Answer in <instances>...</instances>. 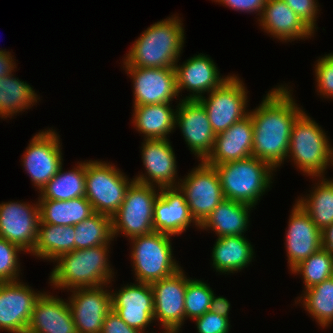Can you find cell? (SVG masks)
Returning <instances> with one entry per match:
<instances>
[{
	"label": "cell",
	"instance_id": "obj_23",
	"mask_svg": "<svg viewBox=\"0 0 333 333\" xmlns=\"http://www.w3.org/2000/svg\"><path fill=\"white\" fill-rule=\"evenodd\" d=\"M253 123L248 115L215 136L211 153L204 160L210 166L251 157Z\"/></svg>",
	"mask_w": 333,
	"mask_h": 333
},
{
	"label": "cell",
	"instance_id": "obj_22",
	"mask_svg": "<svg viewBox=\"0 0 333 333\" xmlns=\"http://www.w3.org/2000/svg\"><path fill=\"white\" fill-rule=\"evenodd\" d=\"M191 223L199 228L180 189L160 188L153 211L154 231L177 236L186 231Z\"/></svg>",
	"mask_w": 333,
	"mask_h": 333
},
{
	"label": "cell",
	"instance_id": "obj_10",
	"mask_svg": "<svg viewBox=\"0 0 333 333\" xmlns=\"http://www.w3.org/2000/svg\"><path fill=\"white\" fill-rule=\"evenodd\" d=\"M179 180L178 188L199 225L225 199L217 170L204 161L193 168L185 179Z\"/></svg>",
	"mask_w": 333,
	"mask_h": 333
},
{
	"label": "cell",
	"instance_id": "obj_24",
	"mask_svg": "<svg viewBox=\"0 0 333 333\" xmlns=\"http://www.w3.org/2000/svg\"><path fill=\"white\" fill-rule=\"evenodd\" d=\"M26 333H77L68 300L42 293Z\"/></svg>",
	"mask_w": 333,
	"mask_h": 333
},
{
	"label": "cell",
	"instance_id": "obj_19",
	"mask_svg": "<svg viewBox=\"0 0 333 333\" xmlns=\"http://www.w3.org/2000/svg\"><path fill=\"white\" fill-rule=\"evenodd\" d=\"M144 141L141 144V155L146 175L139 174L133 180L152 186L156 185L158 190L178 187L177 162L169 139H144Z\"/></svg>",
	"mask_w": 333,
	"mask_h": 333
},
{
	"label": "cell",
	"instance_id": "obj_30",
	"mask_svg": "<svg viewBox=\"0 0 333 333\" xmlns=\"http://www.w3.org/2000/svg\"><path fill=\"white\" fill-rule=\"evenodd\" d=\"M74 226L39 223L37 241L31 254L48 261L74 250Z\"/></svg>",
	"mask_w": 333,
	"mask_h": 333
},
{
	"label": "cell",
	"instance_id": "obj_28",
	"mask_svg": "<svg viewBox=\"0 0 333 333\" xmlns=\"http://www.w3.org/2000/svg\"><path fill=\"white\" fill-rule=\"evenodd\" d=\"M170 104L134 106L132 123L144 139H168L167 135L176 128V111Z\"/></svg>",
	"mask_w": 333,
	"mask_h": 333
},
{
	"label": "cell",
	"instance_id": "obj_42",
	"mask_svg": "<svg viewBox=\"0 0 333 333\" xmlns=\"http://www.w3.org/2000/svg\"><path fill=\"white\" fill-rule=\"evenodd\" d=\"M101 333H143L128 326L112 309L104 318Z\"/></svg>",
	"mask_w": 333,
	"mask_h": 333
},
{
	"label": "cell",
	"instance_id": "obj_17",
	"mask_svg": "<svg viewBox=\"0 0 333 333\" xmlns=\"http://www.w3.org/2000/svg\"><path fill=\"white\" fill-rule=\"evenodd\" d=\"M175 126L179 127L189 150L204 161L211 153L216 134L204 106L198 100H179Z\"/></svg>",
	"mask_w": 333,
	"mask_h": 333
},
{
	"label": "cell",
	"instance_id": "obj_32",
	"mask_svg": "<svg viewBox=\"0 0 333 333\" xmlns=\"http://www.w3.org/2000/svg\"><path fill=\"white\" fill-rule=\"evenodd\" d=\"M86 161L78 164L70 171L59 169L57 174L43 187L38 199L67 201L85 197Z\"/></svg>",
	"mask_w": 333,
	"mask_h": 333
},
{
	"label": "cell",
	"instance_id": "obj_46",
	"mask_svg": "<svg viewBox=\"0 0 333 333\" xmlns=\"http://www.w3.org/2000/svg\"><path fill=\"white\" fill-rule=\"evenodd\" d=\"M322 248L333 252V223L321 231Z\"/></svg>",
	"mask_w": 333,
	"mask_h": 333
},
{
	"label": "cell",
	"instance_id": "obj_6",
	"mask_svg": "<svg viewBox=\"0 0 333 333\" xmlns=\"http://www.w3.org/2000/svg\"><path fill=\"white\" fill-rule=\"evenodd\" d=\"M171 235L153 232L131 240V262L136 282L152 283L171 276L181 267L174 258Z\"/></svg>",
	"mask_w": 333,
	"mask_h": 333
},
{
	"label": "cell",
	"instance_id": "obj_41",
	"mask_svg": "<svg viewBox=\"0 0 333 333\" xmlns=\"http://www.w3.org/2000/svg\"><path fill=\"white\" fill-rule=\"evenodd\" d=\"M198 333H229V318L210 311L194 319Z\"/></svg>",
	"mask_w": 333,
	"mask_h": 333
},
{
	"label": "cell",
	"instance_id": "obj_4",
	"mask_svg": "<svg viewBox=\"0 0 333 333\" xmlns=\"http://www.w3.org/2000/svg\"><path fill=\"white\" fill-rule=\"evenodd\" d=\"M287 157L304 175L321 177L331 164L333 147L325 131L305 111L293 124Z\"/></svg>",
	"mask_w": 333,
	"mask_h": 333
},
{
	"label": "cell",
	"instance_id": "obj_15",
	"mask_svg": "<svg viewBox=\"0 0 333 333\" xmlns=\"http://www.w3.org/2000/svg\"><path fill=\"white\" fill-rule=\"evenodd\" d=\"M123 68L133 80V106L170 103L179 96L175 68Z\"/></svg>",
	"mask_w": 333,
	"mask_h": 333
},
{
	"label": "cell",
	"instance_id": "obj_45",
	"mask_svg": "<svg viewBox=\"0 0 333 333\" xmlns=\"http://www.w3.org/2000/svg\"><path fill=\"white\" fill-rule=\"evenodd\" d=\"M12 57L13 55L11 56V53L6 49L0 50V77L11 74L17 68Z\"/></svg>",
	"mask_w": 333,
	"mask_h": 333
},
{
	"label": "cell",
	"instance_id": "obj_27",
	"mask_svg": "<svg viewBox=\"0 0 333 333\" xmlns=\"http://www.w3.org/2000/svg\"><path fill=\"white\" fill-rule=\"evenodd\" d=\"M253 256V247L246 236H223L216 239L212 249V266L219 273H234L247 267Z\"/></svg>",
	"mask_w": 333,
	"mask_h": 333
},
{
	"label": "cell",
	"instance_id": "obj_33",
	"mask_svg": "<svg viewBox=\"0 0 333 333\" xmlns=\"http://www.w3.org/2000/svg\"><path fill=\"white\" fill-rule=\"evenodd\" d=\"M324 177H319L320 182L308 196L296 200L321 231L333 223V179Z\"/></svg>",
	"mask_w": 333,
	"mask_h": 333
},
{
	"label": "cell",
	"instance_id": "obj_38",
	"mask_svg": "<svg viewBox=\"0 0 333 333\" xmlns=\"http://www.w3.org/2000/svg\"><path fill=\"white\" fill-rule=\"evenodd\" d=\"M19 246L0 237V282H14L20 279Z\"/></svg>",
	"mask_w": 333,
	"mask_h": 333
},
{
	"label": "cell",
	"instance_id": "obj_5",
	"mask_svg": "<svg viewBox=\"0 0 333 333\" xmlns=\"http://www.w3.org/2000/svg\"><path fill=\"white\" fill-rule=\"evenodd\" d=\"M214 167L220 178L224 198L253 207L266 193L265 191L269 190L275 170L267 162L254 157L230 161L214 165Z\"/></svg>",
	"mask_w": 333,
	"mask_h": 333
},
{
	"label": "cell",
	"instance_id": "obj_1",
	"mask_svg": "<svg viewBox=\"0 0 333 333\" xmlns=\"http://www.w3.org/2000/svg\"><path fill=\"white\" fill-rule=\"evenodd\" d=\"M288 90L286 85L272 88L261 104L249 111L253 123L251 157L267 162L275 171L287 159L293 124L304 112Z\"/></svg>",
	"mask_w": 333,
	"mask_h": 333
},
{
	"label": "cell",
	"instance_id": "obj_3",
	"mask_svg": "<svg viewBox=\"0 0 333 333\" xmlns=\"http://www.w3.org/2000/svg\"><path fill=\"white\" fill-rule=\"evenodd\" d=\"M110 244L75 249L58 256L53 260L57 261V265L49 276L51 286L55 289L72 290L110 284L114 279L113 268L108 260Z\"/></svg>",
	"mask_w": 333,
	"mask_h": 333
},
{
	"label": "cell",
	"instance_id": "obj_20",
	"mask_svg": "<svg viewBox=\"0 0 333 333\" xmlns=\"http://www.w3.org/2000/svg\"><path fill=\"white\" fill-rule=\"evenodd\" d=\"M289 216L284 243H286L287 263L291 271L300 262L322 248V235L310 215L297 202Z\"/></svg>",
	"mask_w": 333,
	"mask_h": 333
},
{
	"label": "cell",
	"instance_id": "obj_44",
	"mask_svg": "<svg viewBox=\"0 0 333 333\" xmlns=\"http://www.w3.org/2000/svg\"><path fill=\"white\" fill-rule=\"evenodd\" d=\"M215 295L216 294H213L212 296L209 311L218 314L219 316L229 318L230 302L225 297H216Z\"/></svg>",
	"mask_w": 333,
	"mask_h": 333
},
{
	"label": "cell",
	"instance_id": "obj_18",
	"mask_svg": "<svg viewBox=\"0 0 333 333\" xmlns=\"http://www.w3.org/2000/svg\"><path fill=\"white\" fill-rule=\"evenodd\" d=\"M114 292V293H113ZM111 291L112 309L132 328L145 332L154 321L153 289L150 283L137 282Z\"/></svg>",
	"mask_w": 333,
	"mask_h": 333
},
{
	"label": "cell",
	"instance_id": "obj_2",
	"mask_svg": "<svg viewBox=\"0 0 333 333\" xmlns=\"http://www.w3.org/2000/svg\"><path fill=\"white\" fill-rule=\"evenodd\" d=\"M181 22L173 15L144 30L124 57L123 67L174 68L184 47Z\"/></svg>",
	"mask_w": 333,
	"mask_h": 333
},
{
	"label": "cell",
	"instance_id": "obj_8",
	"mask_svg": "<svg viewBox=\"0 0 333 333\" xmlns=\"http://www.w3.org/2000/svg\"><path fill=\"white\" fill-rule=\"evenodd\" d=\"M156 186L133 181L118 211L112 216V234H124L129 240L151 234L154 204L159 196ZM157 192V193H156Z\"/></svg>",
	"mask_w": 333,
	"mask_h": 333
},
{
	"label": "cell",
	"instance_id": "obj_12",
	"mask_svg": "<svg viewBox=\"0 0 333 333\" xmlns=\"http://www.w3.org/2000/svg\"><path fill=\"white\" fill-rule=\"evenodd\" d=\"M154 300V321L164 331H178L185 321V291L187 276L183 269L151 283Z\"/></svg>",
	"mask_w": 333,
	"mask_h": 333
},
{
	"label": "cell",
	"instance_id": "obj_39",
	"mask_svg": "<svg viewBox=\"0 0 333 333\" xmlns=\"http://www.w3.org/2000/svg\"><path fill=\"white\" fill-rule=\"evenodd\" d=\"M317 92L324 98H333V53L319 58L315 65Z\"/></svg>",
	"mask_w": 333,
	"mask_h": 333
},
{
	"label": "cell",
	"instance_id": "obj_36",
	"mask_svg": "<svg viewBox=\"0 0 333 333\" xmlns=\"http://www.w3.org/2000/svg\"><path fill=\"white\" fill-rule=\"evenodd\" d=\"M291 272L303 278L304 290L333 277V252L321 248L300 262Z\"/></svg>",
	"mask_w": 333,
	"mask_h": 333
},
{
	"label": "cell",
	"instance_id": "obj_14",
	"mask_svg": "<svg viewBox=\"0 0 333 333\" xmlns=\"http://www.w3.org/2000/svg\"><path fill=\"white\" fill-rule=\"evenodd\" d=\"M36 292L24 282H0V331L26 333L37 299Z\"/></svg>",
	"mask_w": 333,
	"mask_h": 333
},
{
	"label": "cell",
	"instance_id": "obj_29",
	"mask_svg": "<svg viewBox=\"0 0 333 333\" xmlns=\"http://www.w3.org/2000/svg\"><path fill=\"white\" fill-rule=\"evenodd\" d=\"M38 203L40 223L75 226L95 213L85 197L67 201L38 199Z\"/></svg>",
	"mask_w": 333,
	"mask_h": 333
},
{
	"label": "cell",
	"instance_id": "obj_47",
	"mask_svg": "<svg viewBox=\"0 0 333 333\" xmlns=\"http://www.w3.org/2000/svg\"><path fill=\"white\" fill-rule=\"evenodd\" d=\"M153 333V332H151ZM163 333H179L178 331H163Z\"/></svg>",
	"mask_w": 333,
	"mask_h": 333
},
{
	"label": "cell",
	"instance_id": "obj_43",
	"mask_svg": "<svg viewBox=\"0 0 333 333\" xmlns=\"http://www.w3.org/2000/svg\"><path fill=\"white\" fill-rule=\"evenodd\" d=\"M213 1V0H212ZM215 2H218L220 4H224L223 6H229V8H232L236 11L241 12H255V14L258 12L257 15H259L258 18H260L263 7L266 4L267 0H214Z\"/></svg>",
	"mask_w": 333,
	"mask_h": 333
},
{
	"label": "cell",
	"instance_id": "obj_31",
	"mask_svg": "<svg viewBox=\"0 0 333 333\" xmlns=\"http://www.w3.org/2000/svg\"><path fill=\"white\" fill-rule=\"evenodd\" d=\"M13 74L0 77L1 119L12 118L17 113L31 108L40 99L28 83L20 81Z\"/></svg>",
	"mask_w": 333,
	"mask_h": 333
},
{
	"label": "cell",
	"instance_id": "obj_35",
	"mask_svg": "<svg viewBox=\"0 0 333 333\" xmlns=\"http://www.w3.org/2000/svg\"><path fill=\"white\" fill-rule=\"evenodd\" d=\"M74 229V250L100 246L114 240L112 217L105 214L95 212L87 219L76 224Z\"/></svg>",
	"mask_w": 333,
	"mask_h": 333
},
{
	"label": "cell",
	"instance_id": "obj_40",
	"mask_svg": "<svg viewBox=\"0 0 333 333\" xmlns=\"http://www.w3.org/2000/svg\"><path fill=\"white\" fill-rule=\"evenodd\" d=\"M315 33L318 13L317 0H283Z\"/></svg>",
	"mask_w": 333,
	"mask_h": 333
},
{
	"label": "cell",
	"instance_id": "obj_37",
	"mask_svg": "<svg viewBox=\"0 0 333 333\" xmlns=\"http://www.w3.org/2000/svg\"><path fill=\"white\" fill-rule=\"evenodd\" d=\"M214 291L202 280L187 278L185 291V319H195L209 311Z\"/></svg>",
	"mask_w": 333,
	"mask_h": 333
},
{
	"label": "cell",
	"instance_id": "obj_16",
	"mask_svg": "<svg viewBox=\"0 0 333 333\" xmlns=\"http://www.w3.org/2000/svg\"><path fill=\"white\" fill-rule=\"evenodd\" d=\"M105 286L70 290L68 304L77 333H101L104 318L112 310L111 291Z\"/></svg>",
	"mask_w": 333,
	"mask_h": 333
},
{
	"label": "cell",
	"instance_id": "obj_7",
	"mask_svg": "<svg viewBox=\"0 0 333 333\" xmlns=\"http://www.w3.org/2000/svg\"><path fill=\"white\" fill-rule=\"evenodd\" d=\"M133 181L110 162L86 161L85 198L92 204L94 212L112 217Z\"/></svg>",
	"mask_w": 333,
	"mask_h": 333
},
{
	"label": "cell",
	"instance_id": "obj_26",
	"mask_svg": "<svg viewBox=\"0 0 333 333\" xmlns=\"http://www.w3.org/2000/svg\"><path fill=\"white\" fill-rule=\"evenodd\" d=\"M252 208V205L225 198L199 225V229H211L218 238L244 236Z\"/></svg>",
	"mask_w": 333,
	"mask_h": 333
},
{
	"label": "cell",
	"instance_id": "obj_9",
	"mask_svg": "<svg viewBox=\"0 0 333 333\" xmlns=\"http://www.w3.org/2000/svg\"><path fill=\"white\" fill-rule=\"evenodd\" d=\"M247 88L236 75H230L209 96L198 99L204 106L213 132L217 135L249 115Z\"/></svg>",
	"mask_w": 333,
	"mask_h": 333
},
{
	"label": "cell",
	"instance_id": "obj_21",
	"mask_svg": "<svg viewBox=\"0 0 333 333\" xmlns=\"http://www.w3.org/2000/svg\"><path fill=\"white\" fill-rule=\"evenodd\" d=\"M174 68L178 94L184 89L191 92L184 100L200 99L205 92L218 88L230 76L221 77L214 60L204 54H196L182 65L176 63Z\"/></svg>",
	"mask_w": 333,
	"mask_h": 333
},
{
	"label": "cell",
	"instance_id": "obj_34",
	"mask_svg": "<svg viewBox=\"0 0 333 333\" xmlns=\"http://www.w3.org/2000/svg\"><path fill=\"white\" fill-rule=\"evenodd\" d=\"M302 295L297 302L305 307L319 326H330L333 323V277L306 289Z\"/></svg>",
	"mask_w": 333,
	"mask_h": 333
},
{
	"label": "cell",
	"instance_id": "obj_13",
	"mask_svg": "<svg viewBox=\"0 0 333 333\" xmlns=\"http://www.w3.org/2000/svg\"><path fill=\"white\" fill-rule=\"evenodd\" d=\"M32 204L20 201L0 204V237L29 254L36 244L40 223L39 203Z\"/></svg>",
	"mask_w": 333,
	"mask_h": 333
},
{
	"label": "cell",
	"instance_id": "obj_25",
	"mask_svg": "<svg viewBox=\"0 0 333 333\" xmlns=\"http://www.w3.org/2000/svg\"><path fill=\"white\" fill-rule=\"evenodd\" d=\"M258 21L265 32L283 42L304 40L314 35L283 0H267Z\"/></svg>",
	"mask_w": 333,
	"mask_h": 333
},
{
	"label": "cell",
	"instance_id": "obj_11",
	"mask_svg": "<svg viewBox=\"0 0 333 333\" xmlns=\"http://www.w3.org/2000/svg\"><path fill=\"white\" fill-rule=\"evenodd\" d=\"M60 137L55 130H42L35 134L22 157V165L38 190L57 174L63 165Z\"/></svg>",
	"mask_w": 333,
	"mask_h": 333
}]
</instances>
